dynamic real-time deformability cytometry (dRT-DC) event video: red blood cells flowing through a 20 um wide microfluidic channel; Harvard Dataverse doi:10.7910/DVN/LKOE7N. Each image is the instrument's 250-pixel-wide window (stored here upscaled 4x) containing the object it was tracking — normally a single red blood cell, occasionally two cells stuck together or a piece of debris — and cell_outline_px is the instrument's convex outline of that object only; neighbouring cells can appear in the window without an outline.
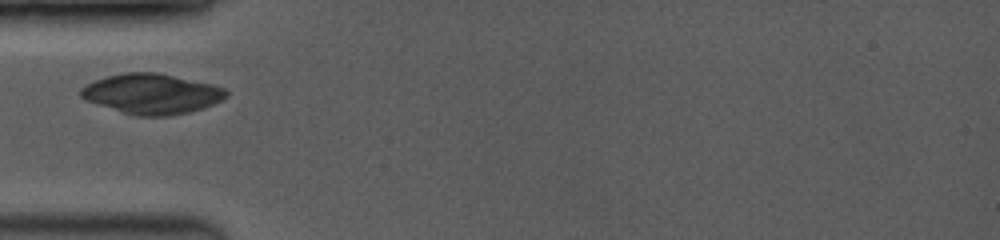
{"species": "common noctule bat (a hibernating species)", "species_latin": "Nyctalus noctula", "temperature_condition": "room temperature", "stored_images_in_passage": 38, "camera_frame_rate_fps": 3500, "um_per_image_px": 0.085, "animal": {"sex": "female", "body_mass_g": 19.0, "forearm_length_mm": 53.3}, "frame": {"image": 1, "passage_image": 1, "time_ms": 0.0, "image_size_px": [1000, 240], "cell_outline_px": [[228, 96], [204, 108], [188, 112], [168, 116], [136, 116], [96, 104], [84, 100], [80, 96], [80, 88], [96, 80], [108, 76], [124, 72], [156, 72], [212, 84], [224, 88], [228, 92]], "centroid_in_image_um": [12.89, 7.98], "position_along_channel_um": 72.1, "area_um2": 33.87}}
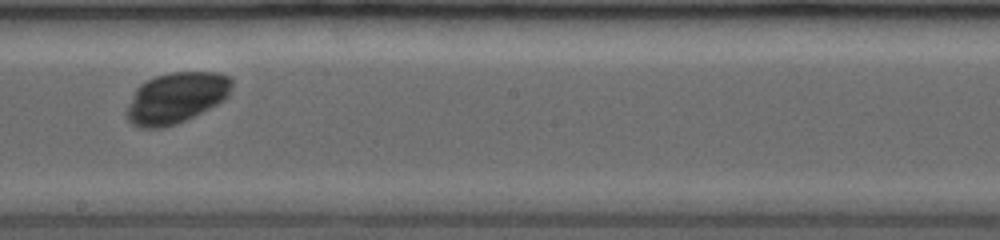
{"frame": {"image": 2, "passage_image": 19, "time_ms": 4.0, "image_size_px": [1000, 240], "cell_outline_px": [[232, 88], [228, 96], [224, 100], [176, 124], [164, 128], [140, 128], [132, 124], [124, 116], [124, 112], [136, 88], [144, 80], [156, 76], [172, 72], [220, 72], [228, 76], [232, 80]], "centroid_in_image_um": [14.93, 8.31], "position_along_channel_um": 233.3, "area_um2": 31.33}}
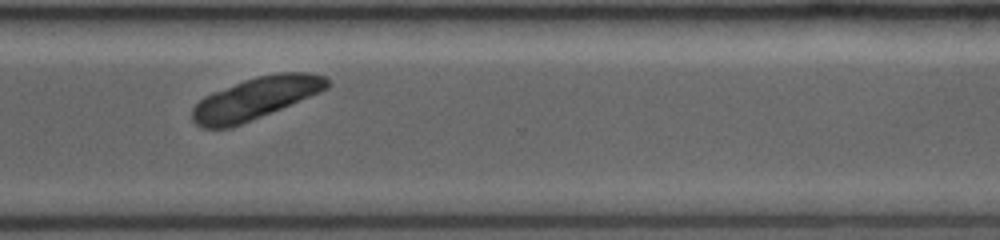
{"frame": {"image": 3, "passage_image": 37, "time_ms": 6.857, "image_size_px": [1000, 240], "cell_outline_px": [[332, 84], [328, 88], [320, 92], [232, 128], [200, 128], [192, 120], [192, 108], [204, 96], [212, 92], [244, 80], [256, 76], [280, 72], [308, 72], [324, 76], [332, 80]], "centroid_in_image_um": [21.73, 8.35], "position_along_channel_um": 348.9, "area_um2": 33.0}}